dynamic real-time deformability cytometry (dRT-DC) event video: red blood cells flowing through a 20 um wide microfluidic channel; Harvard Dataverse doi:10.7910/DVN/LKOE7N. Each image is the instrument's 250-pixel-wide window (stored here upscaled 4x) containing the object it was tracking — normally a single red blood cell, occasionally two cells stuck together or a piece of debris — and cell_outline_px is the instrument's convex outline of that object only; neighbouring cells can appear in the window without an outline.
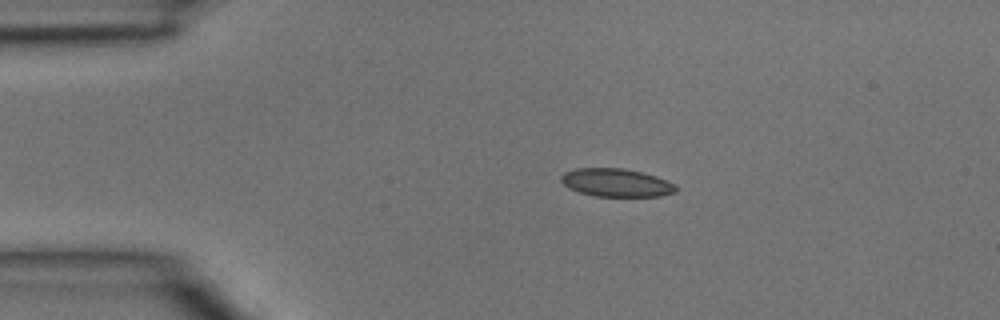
{"species": "common noctule bat (a hibernating species)", "species_latin": "Nyctalus noctula", "temperature_condition": "room temperature", "stored_images_in_passage": 3, "camera_frame_rate_fps": 3000, "um_per_image_px": 0.085, "animal": {"sex": "male", "body_mass_g": 15.6}, "frame": {"image": 1, "passage_image": 2, "time_ms": 0.333, "image_size_px": [1000, 320], "cell_outline_px": [[680, 188], [676, 192], [660, 196], [596, 196], [580, 192], [568, 188], [560, 180], [560, 176], [564, 172], [576, 168], [624, 168], [656, 176], [676, 184]], "centroid_in_image_um": [52.4, 15.52], "position_along_channel_um": 32.6, "area_um2": 18.9}}